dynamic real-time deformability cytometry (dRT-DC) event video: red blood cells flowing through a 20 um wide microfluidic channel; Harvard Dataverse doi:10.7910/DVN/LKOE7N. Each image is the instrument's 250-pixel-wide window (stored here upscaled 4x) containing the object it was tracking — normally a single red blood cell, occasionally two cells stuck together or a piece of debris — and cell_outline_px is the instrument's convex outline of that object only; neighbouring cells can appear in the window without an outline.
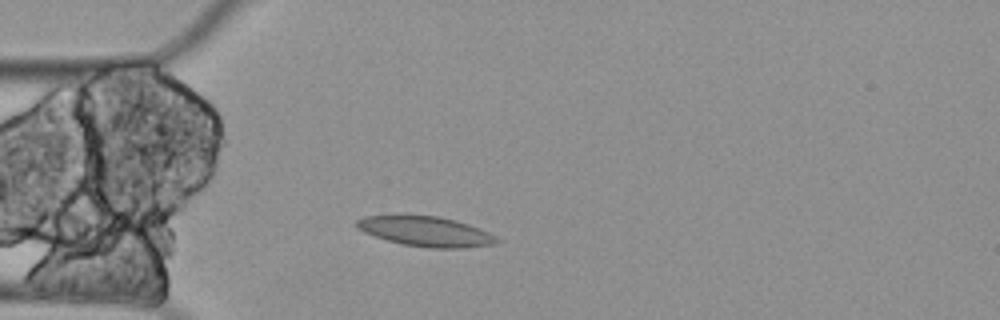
{"species": "Egyptian fruit bat (a non-hibernating species)", "species_latin": "Rousettus aegyptiacus", "temperature_condition": "cold", "stored_images_in_passage": 3, "camera_frame_rate_fps": 3000, "um_per_image_px": 0.085, "animal": {"sex": "female"}, "frame": {"image": 1, "passage_image": 3, "time_ms": 0.667, "image_size_px": [1000, 320], "cell_outline_px": [[504, 240], [496, 244], [464, 248], [432, 248], [404, 244], [388, 240], [364, 232], [356, 228], [356, 220], [364, 216], [400, 212], [440, 216], [456, 220], [480, 228]], "centroid_in_image_um": [36.18, 19.62], "position_along_channel_um": 48.8, "area_um2": 25.43}}